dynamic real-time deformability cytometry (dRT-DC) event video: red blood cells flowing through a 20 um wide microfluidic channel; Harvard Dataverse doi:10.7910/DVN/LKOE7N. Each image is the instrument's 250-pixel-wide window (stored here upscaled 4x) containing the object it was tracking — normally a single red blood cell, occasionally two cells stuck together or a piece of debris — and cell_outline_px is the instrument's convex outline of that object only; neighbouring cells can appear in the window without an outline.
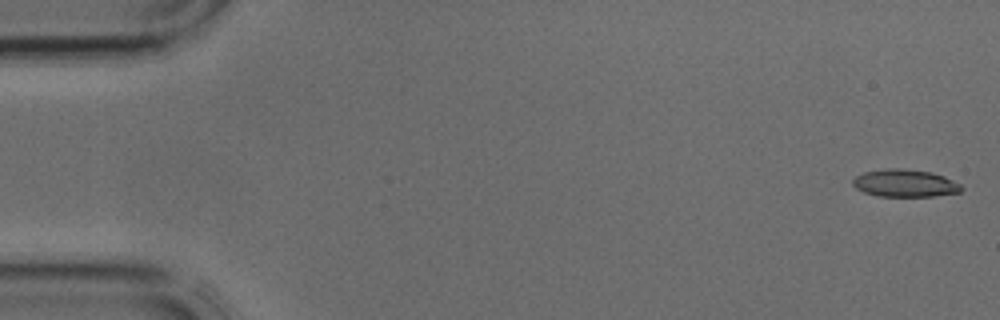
{"species": "common noctule bat (a hibernating species)", "species_latin": "Nyctalus noctula", "temperature_condition": "cold", "stored_images_in_passage": 4, "camera_frame_rate_fps": 3000, "um_per_image_px": 0.085, "animal": {"sex": "male", "body_mass_g": 17.9, "forearm_length_mm": 54.2}, "frame": {"image": 1, "passage_image": 1, "time_ms": 0.0, "image_size_px": [1000, 320], "cell_outline_px": [[964, 188], [960, 192], [932, 196], [880, 196], [864, 192], [856, 188], [852, 184], [852, 180], [856, 176], [864, 172], [888, 168], [900, 168], [932, 172], [944, 176], [960, 184]], "centroid_in_image_um": [76.92, 15.56], "position_along_channel_um": 8.1, "area_um2": 17.34}}
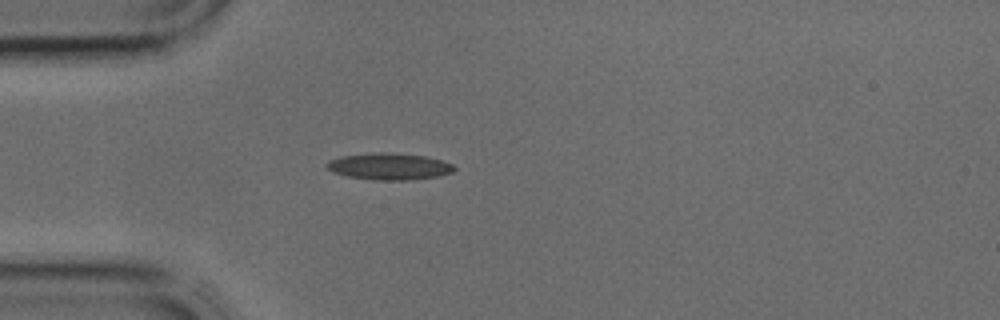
{"frame": {"image": 2, "passage_image": 4, "time_ms": 1.0, "image_size_px": [1000, 320], "cell_outline_px": [[456, 168], [452, 172], [436, 176], [408, 180], [372, 180], [348, 176], [332, 172], [324, 164], [328, 160], [340, 156], [372, 152], [388, 152], [424, 156], [440, 160], [452, 164]], "centroid_in_image_um": [33.02, 14.14], "position_along_channel_um": 52.0, "area_um2": 19.83}}